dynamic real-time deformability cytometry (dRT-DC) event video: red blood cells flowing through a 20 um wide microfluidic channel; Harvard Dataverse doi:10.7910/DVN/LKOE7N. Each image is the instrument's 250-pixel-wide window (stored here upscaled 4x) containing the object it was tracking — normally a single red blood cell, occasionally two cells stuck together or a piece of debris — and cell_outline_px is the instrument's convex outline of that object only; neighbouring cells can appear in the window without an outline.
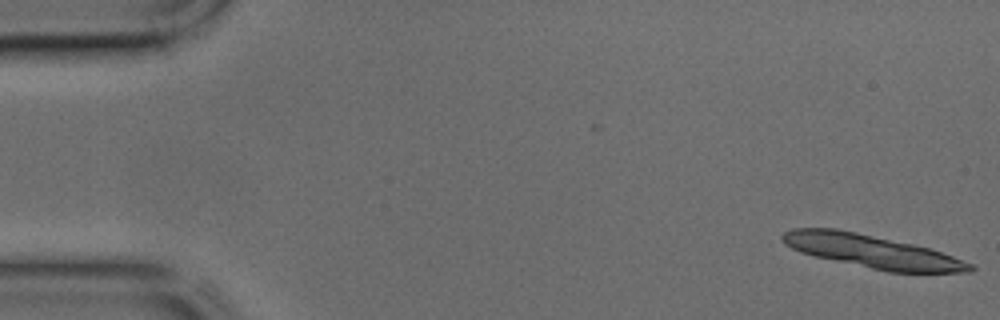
{"species": "common noctule bat (a hibernating species)", "species_latin": "Nyctalus noctula", "temperature_condition": "cold", "stored_images_in_passage": 10, "camera_frame_rate_fps": 3000, "um_per_image_px": 0.085, "animal": {"sex": "male", "body_mass_g": 17.9, "forearm_length_mm": 54.2}, "frame": {"image": 1, "passage_image": 1, "time_ms": 0.0, "image_size_px": [1000, 320], "cell_outline_px": [[976, 268], [968, 272], [888, 272], [816, 256], [800, 252], [784, 244], [780, 240], [780, 236], [784, 232], [792, 228], [836, 228], [856, 232], [912, 244], [928, 248], [952, 256], [972, 264]], "centroid_in_image_um": [74.06, 21.36], "position_along_channel_um": 10.9, "area_um2": 35.72}}